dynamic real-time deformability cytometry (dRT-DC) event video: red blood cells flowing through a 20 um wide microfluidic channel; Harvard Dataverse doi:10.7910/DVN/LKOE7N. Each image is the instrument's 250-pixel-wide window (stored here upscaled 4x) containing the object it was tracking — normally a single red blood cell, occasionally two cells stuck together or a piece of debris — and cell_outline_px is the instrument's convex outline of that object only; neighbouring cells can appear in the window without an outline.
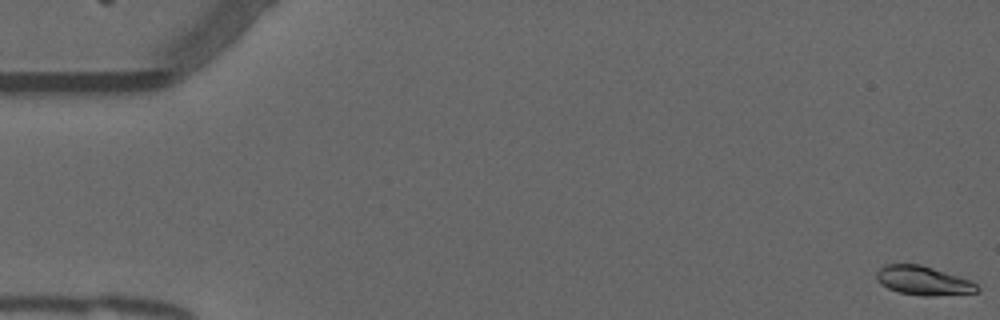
{"species": "common noctule bat (a hibernating species)", "species_latin": "Nyctalus noctula", "temperature_condition": "warm", "stored_images_in_passage": 54, "camera_frame_rate_fps": 3000, "um_per_image_px": 0.085, "animal": {"sex": "male", "forearm_length_mm": 52.5}, "frame": {"image": 1, "passage_image": 1, "time_ms": 0.0, "image_size_px": [1000, 320], "cell_outline_px": [[980, 292], [936, 296], [924, 296], [900, 292], [888, 288], [880, 284], [876, 280], [876, 272], [884, 264], [920, 264], [972, 280], [980, 288]], "centroid_in_image_um": [78.5, 23.85], "position_along_channel_um": 6.5, "area_um2": 17.17}}
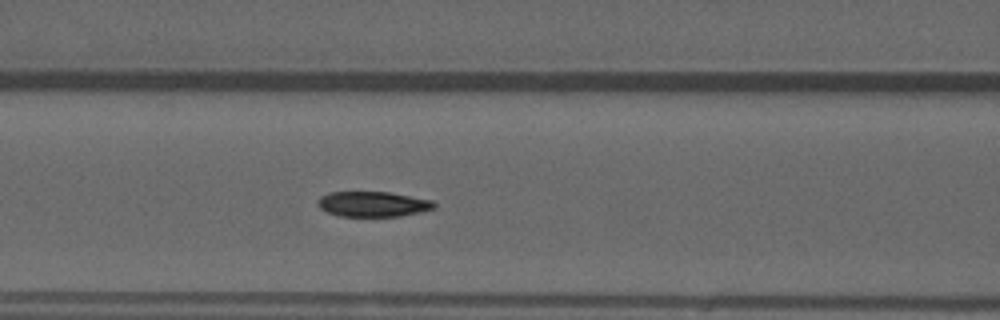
{"frame": {"image": 2, "passage_image": 23, "time_ms": 7.333, "image_size_px": [1000, 320], "cell_outline_px": [[436, 208], [420, 212], [400, 216], [340, 216], [328, 212], [320, 208], [316, 204], [320, 196], [328, 192], [388, 192], [432, 200], [436, 204]], "centroid_in_image_um": [31.69, 17.34], "position_along_channel_um": 134.9, "area_um2": 17.11}}
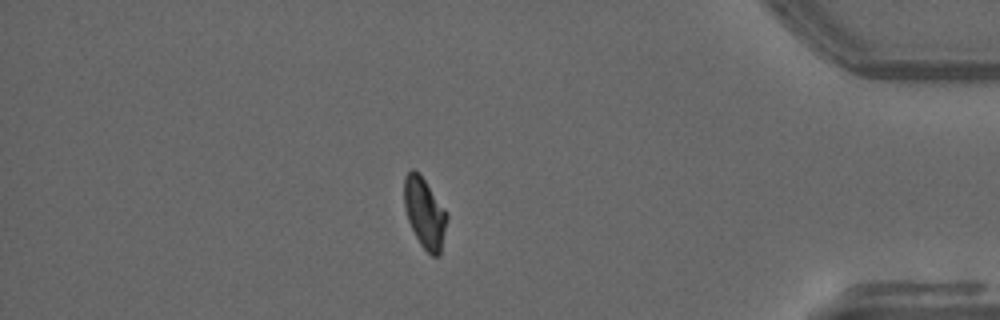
{"frame": {"image": 3, "passage_image": 47, "time_ms": 15.333, "image_size_px": [1000, 320], "cell_outline_px": [[448, 216], [440, 256], [432, 256], [420, 244], [408, 220], [404, 208], [404, 176], [412, 168], [424, 180], [448, 212]], "centroid_in_image_um": [36.1, 18.12], "position_along_channel_um": 399.1, "area_um2": 17.4}, "authors_computed_cell_mechanics": {"area_um2": 17.7446, "velocity_mm_per_s": 3.8031, "shape_relaxation_time_tau1_ms": 3.9188, "shape_relaxation_time_tau2_ms": 1.2743, "deformation_change_tau1": 0.1597, "deformation_change_tau2": 0.0418}}